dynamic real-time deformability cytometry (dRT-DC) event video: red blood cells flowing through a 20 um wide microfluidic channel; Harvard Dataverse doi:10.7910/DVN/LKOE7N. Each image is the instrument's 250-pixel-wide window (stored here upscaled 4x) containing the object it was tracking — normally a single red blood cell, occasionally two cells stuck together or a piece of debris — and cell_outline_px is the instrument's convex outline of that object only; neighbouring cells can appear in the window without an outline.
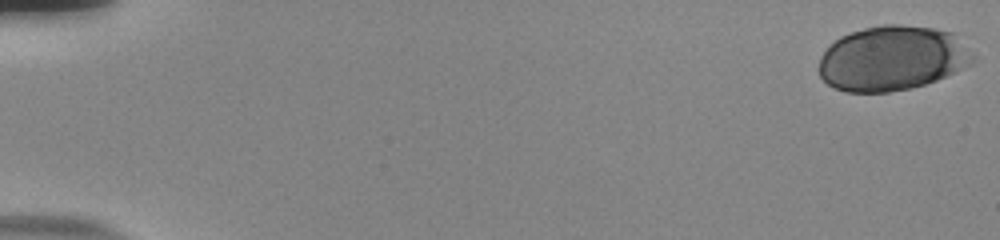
{"species": "human", "species_latin": "Homo sapiens", "temperature_condition": "room temperature", "stored_images_in_passage": 55, "camera_frame_rate_fps": 3000, "um_per_image_px": 0.085, "donor": {"sex": "male"}, "frame": {"image": 1, "passage_image": 1, "time_ms": 0.0, "image_size_px": [1000, 240], "cell_outline_px": [[972, 64], [936, 80], [912, 88], [888, 92], [844, 92], [828, 84], [820, 76], [816, 68], [824, 52], [840, 36], [864, 28], [884, 24], [900, 24], [932, 28], [952, 32], [972, 56]], "centroid_in_image_um": [75.78, 4.96], "position_along_channel_um": 9.2, "area_um2": 57.68}}
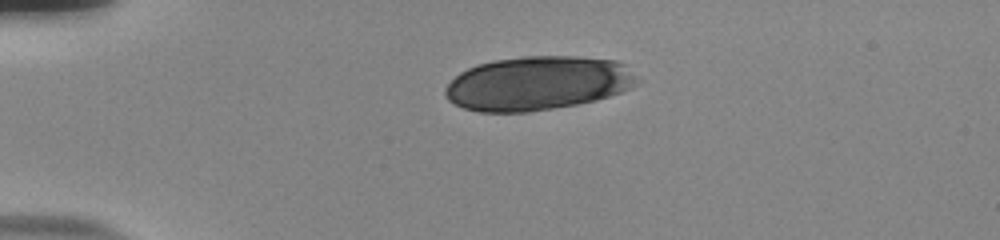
{"frame": {"image": 2, "passage_image": 14, "time_ms": 4.333, "image_size_px": [1000, 240], "cell_outline_px": [[636, 84], [620, 92], [596, 100], [576, 104], [528, 112], [480, 112], [464, 108], [448, 100], [444, 92], [444, 88], [460, 72], [476, 64], [492, 60], [524, 56], [576, 56], [616, 60], [624, 64], [632, 76]], "centroid_in_image_um": [45.63, 7.07], "position_along_channel_um": 39.4, "area_um2": 59.94}}